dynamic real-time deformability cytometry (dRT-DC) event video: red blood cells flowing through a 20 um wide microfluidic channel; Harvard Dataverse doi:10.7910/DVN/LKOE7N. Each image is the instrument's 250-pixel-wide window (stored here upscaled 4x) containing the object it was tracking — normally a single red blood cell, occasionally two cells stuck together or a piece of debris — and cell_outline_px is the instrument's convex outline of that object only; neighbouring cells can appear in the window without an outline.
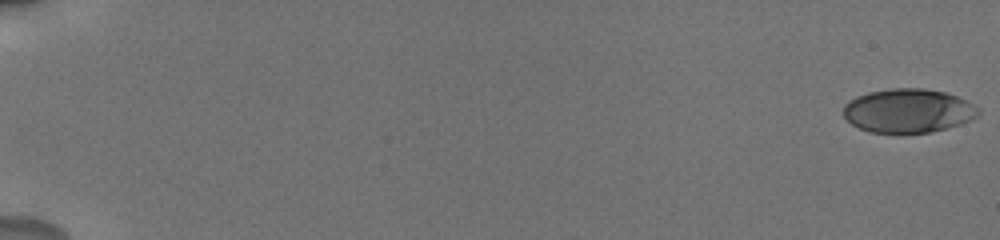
{"species": "human", "species_latin": "Homo sapiens", "temperature_condition": "cold", "stored_images_in_passage": 42, "camera_frame_rate_fps": 3000, "um_per_image_px": 0.085, "donor": {"sex": "male"}, "frame": {"image": 1, "passage_image": 1, "time_ms": 0.0, "image_size_px": [1000, 240], "cell_outline_px": [[980, 112], [972, 120], [948, 128], [932, 132], [900, 136], [868, 132], [852, 124], [844, 116], [844, 104], [856, 96], [868, 92], [892, 88], [924, 88], [944, 92], [956, 96], [980, 108]], "centroid_in_image_um": [77.18, 9.46], "position_along_channel_um": 7.8, "area_um2": 35.32}}
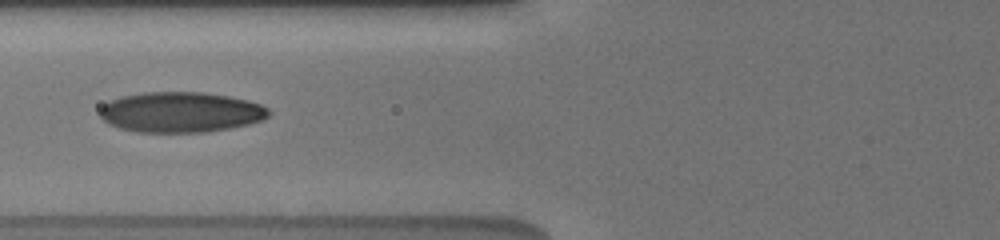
{"frame": {"image": 2, "passage_image": 15, "time_ms": 8.0, "image_size_px": [1000, 240], "cell_outline_px": [[272, 112], [264, 120], [248, 124], [208, 132], [136, 132], [120, 128], [108, 124], [100, 116], [100, 108], [104, 104], [120, 96], [144, 92], [204, 92], [228, 96], [248, 100], [260, 104], [268, 108]], "centroid_in_image_um": [15.37, 9.53], "position_along_channel_um": 110.4, "area_um2": 39.94}}
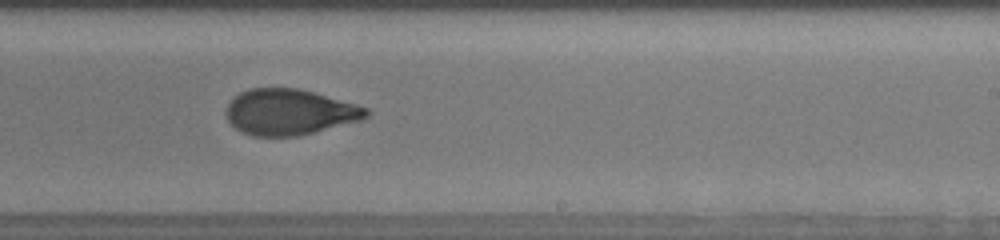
{"frame": {"image": 3, "passage_image": 25, "time_ms": 12.0, "image_size_px": [1000, 240], "cell_outline_px": [[368, 116], [360, 120], [296, 136], [252, 136], [236, 128], [228, 120], [228, 104], [240, 92], [252, 88], [296, 88], [312, 92], [356, 104], [368, 108]], "centroid_in_image_um": [24.61, 9.52], "position_along_channel_um": 264.4, "area_um2": 36.65}, "authors_computed_cell_mechanics": {"area_um2": 36.7319, "velocity_mm_per_s": 3.8544, "shape_relaxation_time_tau1_ms": 5.1101, "shape_relaxation_time_tau2_ms": 1.2288, "deformation_change_tau1": 0.1787, "deformation_change_tau2": 0.064}}